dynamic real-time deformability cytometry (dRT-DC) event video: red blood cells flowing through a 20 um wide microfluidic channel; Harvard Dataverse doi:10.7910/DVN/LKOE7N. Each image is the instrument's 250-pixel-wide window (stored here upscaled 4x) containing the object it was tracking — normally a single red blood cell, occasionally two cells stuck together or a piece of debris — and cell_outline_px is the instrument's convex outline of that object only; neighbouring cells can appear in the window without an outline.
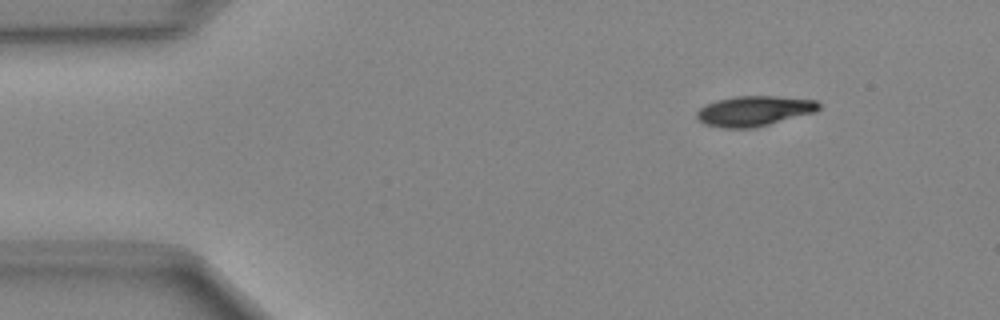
{"species": "Egyptian fruit bat (a non-hibernating species)", "species_latin": "Rousettus aegyptiacus", "temperature_condition": "cold", "stored_images_in_passage": 45, "camera_frame_rate_fps": 3000, "um_per_image_px": 0.085, "animal": {"sex": "female"}, "frame": {"image": 1, "passage_image": 2, "time_ms": 0.333, "image_size_px": [1000, 320], "cell_outline_px": [[820, 108], [816, 112], [756, 128], [724, 128], [704, 124], [696, 116], [696, 112], [704, 104], [716, 100], [736, 96], [776, 96], [816, 100], [820, 104]], "centroid_in_image_um": [64.11, 9.43], "position_along_channel_um": 20.9, "area_um2": 21.68}}
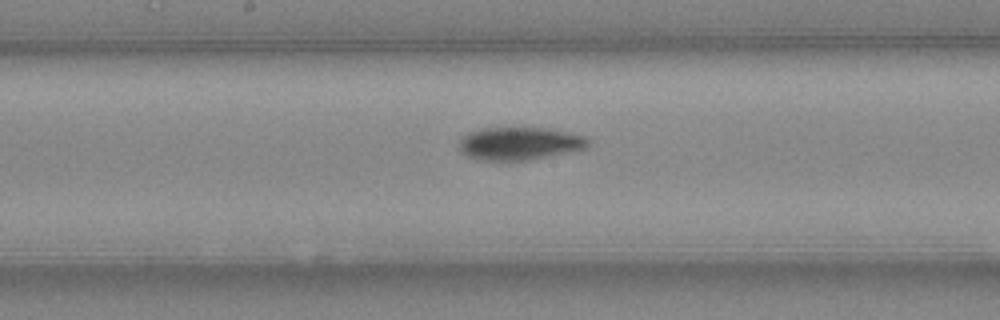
{"frame": {"image": 2, "passage_image": 21, "time_ms": 6.667, "image_size_px": [1000, 320], "cell_outline_px": [[592, 140], [588, 148], [528, 160], [476, 160], [460, 152], [460, 140], [468, 132], [484, 128], [552, 128], [584, 136]], "centroid_in_image_um": [44.2, 12.19], "position_along_channel_um": 204.0, "area_um2": 24.8}}
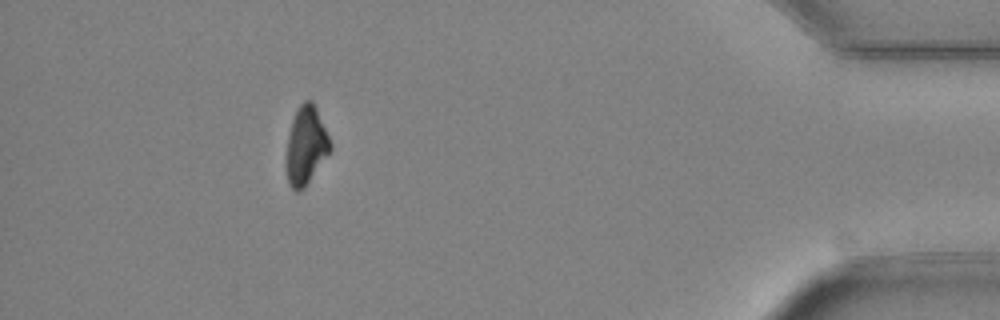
{"frame": {"image": 3, "passage_image": 40, "time_ms": 13.0, "image_size_px": [1000, 320], "cell_outline_px": [[332, 148], [304, 188], [296, 192], [288, 184], [288, 136], [292, 120], [300, 104], [304, 100], [312, 100], [316, 108], [332, 144]], "centroid_in_image_um": [26.03, 12.35], "position_along_channel_um": 409.2, "area_um2": 19.36}}